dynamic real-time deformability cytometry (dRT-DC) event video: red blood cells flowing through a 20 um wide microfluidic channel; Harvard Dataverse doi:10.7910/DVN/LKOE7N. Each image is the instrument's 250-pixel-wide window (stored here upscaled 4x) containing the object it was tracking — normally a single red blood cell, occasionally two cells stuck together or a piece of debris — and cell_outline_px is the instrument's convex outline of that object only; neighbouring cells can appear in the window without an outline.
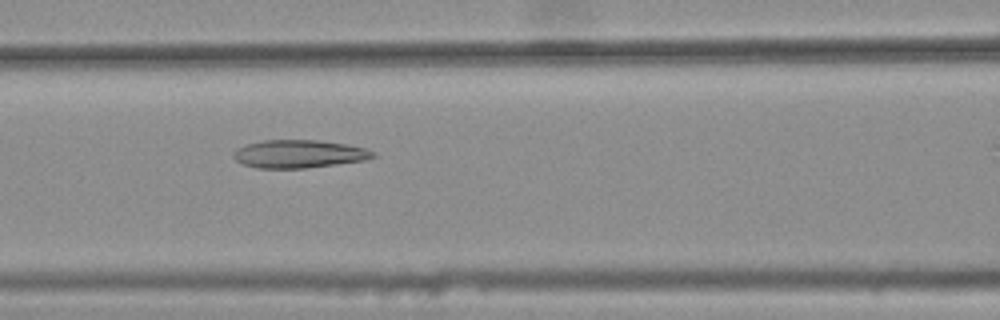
{"species": "common noctule bat (a hibernating species)", "species_latin": "Nyctalus noctula", "temperature_condition": "warm", "stored_images_in_passage": 27, "camera_frame_rate_fps": 3000, "um_per_image_px": 0.085, "animal": {"sex": "female", "body_mass_g": 25.1}, "frame": {"image": 1, "passage_image": 13, "time_ms": 4.0, "image_size_px": [1000, 320], "cell_outline_px": [[376, 156], [364, 160], [336, 164], [304, 168], [256, 168], [244, 164], [236, 160], [232, 156], [232, 152], [236, 148], [248, 144], [264, 140], [316, 140], [348, 144], [364, 148], [376, 152]], "centroid_in_image_um": [25.4, 13.08], "position_along_channel_um": 141.2, "area_um2": 22.72}}
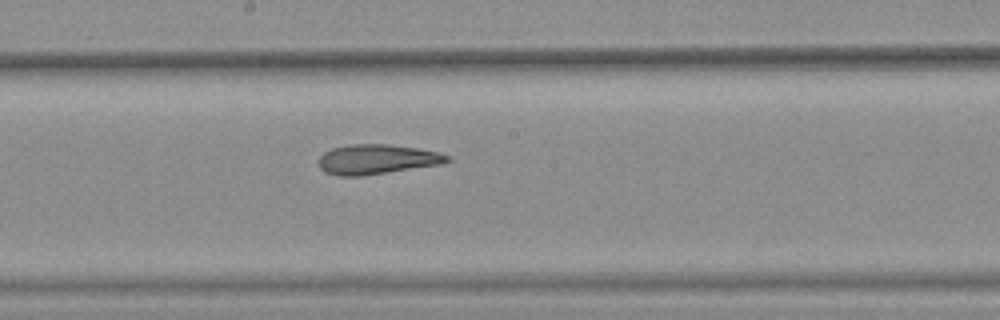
{"frame": {"image": 2, "passage_image": 19, "time_ms": 6.0, "image_size_px": [1000, 320], "cell_outline_px": [[452, 160], [440, 164], [360, 176], [336, 176], [324, 172], [320, 168], [320, 156], [324, 152], [332, 148], [348, 144], [388, 144], [416, 148], [440, 152], [452, 156]], "centroid_in_image_um": [32.04, 13.53], "position_along_channel_um": 216.2, "area_um2": 22.31}}
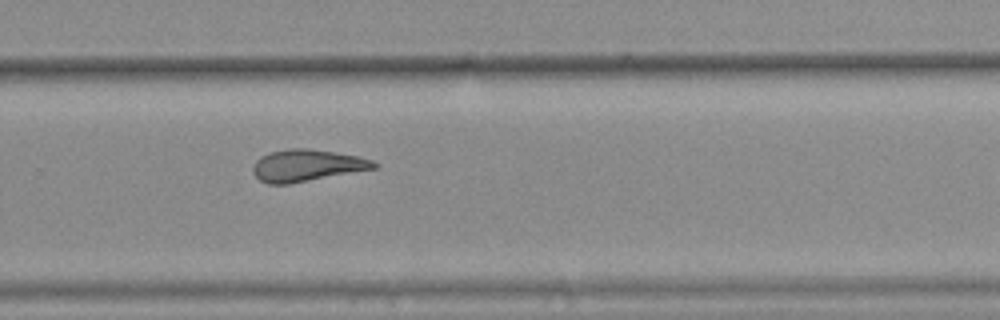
{"frame": {"image": 3, "passage_image": 26, "time_ms": 8.333, "image_size_px": [1000, 320], "cell_outline_px": [[380, 164], [376, 168], [288, 184], [268, 184], [260, 180], [252, 172], [252, 168], [256, 160], [260, 156], [272, 152], [288, 148], [304, 148], [360, 156], [372, 160]], "centroid_in_image_um": [26.07, 14.06], "position_along_channel_um": 303.7, "area_um2": 22.31}}